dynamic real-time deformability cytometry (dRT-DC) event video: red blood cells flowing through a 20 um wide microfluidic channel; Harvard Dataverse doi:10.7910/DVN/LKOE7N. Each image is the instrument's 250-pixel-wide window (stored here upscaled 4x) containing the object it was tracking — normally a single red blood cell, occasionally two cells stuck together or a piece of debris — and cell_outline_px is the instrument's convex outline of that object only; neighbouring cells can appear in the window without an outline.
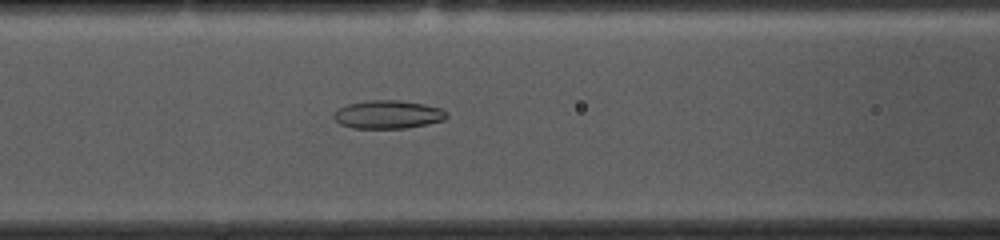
{"species": "common noctule bat (a hibernating species)", "species_latin": "Nyctalus noctula", "temperature_condition": "cold", "stored_images_in_passage": 53, "camera_frame_rate_fps": 3000, "um_per_image_px": 0.085, "animal": {"sex": "female", "body_mass_g": 10.0, "forearm_length_mm": 53.1}, "frame": {"image": 1, "passage_image": 21, "time_ms": 6.667, "image_size_px": [1000, 240], "cell_outline_px": [[448, 116], [444, 120], [428, 124], [404, 128], [352, 128], [340, 124], [332, 116], [332, 112], [348, 104], [368, 100], [400, 100], [424, 104], [440, 108], [448, 112]], "centroid_in_image_um": [32.98, 9.73], "position_along_channel_um": 133.6, "area_um2": 18.67}}
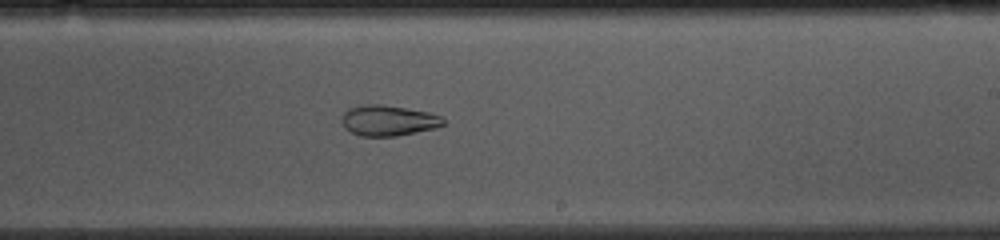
{"frame": {"image": 2, "passage_image": 31, "time_ms": 10.0, "image_size_px": [1000, 240], "cell_outline_px": [[444, 124], [436, 128], [396, 136], [360, 136], [344, 128], [340, 120], [344, 112], [348, 108], [364, 104], [380, 104], [428, 112], [440, 116], [444, 120]], "centroid_in_image_um": [32.96, 10.24], "position_along_channel_um": 256.0, "area_um2": 18.09}}
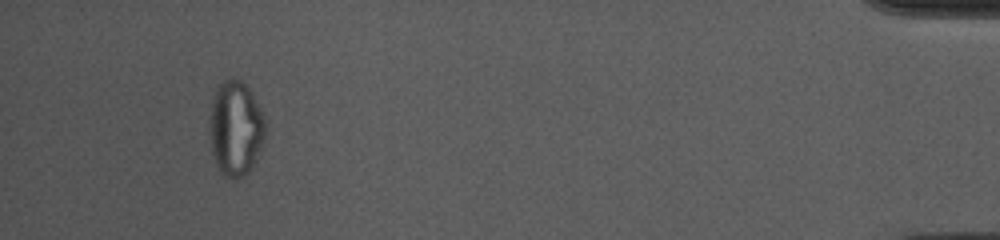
{"frame": {"image": 3, "passage_image": 50, "time_ms": 16.333, "image_size_px": [1000, 240], "cell_outline_px": [[264, 140], [248, 172], [244, 176], [236, 180], [224, 176], [220, 172], [216, 164], [212, 152], [208, 132], [212, 104], [216, 88], [224, 80], [232, 76], [236, 76], [248, 84], [264, 116]], "centroid_in_image_um": [20.01, 10.87], "position_along_channel_um": 415.2, "area_um2": 31.1}, "authors_computed_cell_mechanics": {"area_um2": 22.6576, "velocity_mm_per_s": 3.6801, "shape_relaxation_time_tau1_ms": null, "shape_relaxation_time_tau2_ms": 3.6271, "deformation_change_tau1": null, "deformation_change_tau2": 0.0932}}